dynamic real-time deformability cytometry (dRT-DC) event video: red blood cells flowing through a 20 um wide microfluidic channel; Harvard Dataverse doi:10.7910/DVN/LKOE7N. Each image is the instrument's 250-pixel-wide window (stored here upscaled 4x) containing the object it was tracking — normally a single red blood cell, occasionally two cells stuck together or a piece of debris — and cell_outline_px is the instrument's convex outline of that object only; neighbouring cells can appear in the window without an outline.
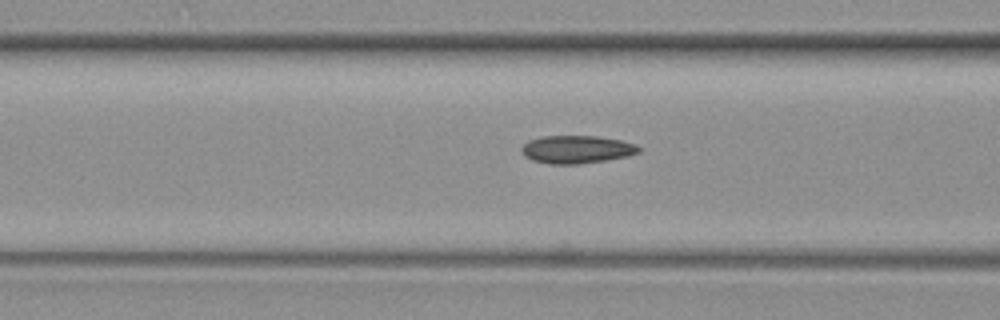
{"species": "common noctule bat (a hibernating species)", "species_latin": "Nyctalus noctula", "temperature_condition": "warm", "stored_images_in_passage": 33, "camera_frame_rate_fps": 3000, "um_per_image_px": 0.085, "animal": {"sex": "female", "body_mass_g": 19.3, "forearm_length_mm": 54.1}, "frame": {"image": 1, "passage_image": 16, "time_ms": 5.0, "image_size_px": [1000, 320], "cell_outline_px": [[644, 148], [640, 152], [628, 156], [604, 160], [576, 164], [548, 164], [532, 160], [524, 156], [520, 152], [520, 148], [528, 140], [544, 136], [596, 136], [620, 140], [636, 144]], "centroid_in_image_um": [49.01, 12.7], "position_along_channel_um": 117.6, "area_um2": 19.19}}
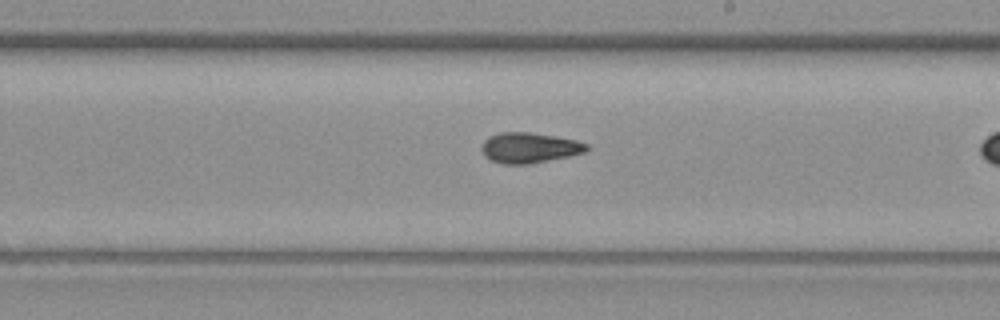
{"frame": {"image": 2, "passage_image": 27, "time_ms": 8.667, "image_size_px": [1000, 320], "cell_outline_px": [[588, 148], [584, 152], [568, 156], [528, 164], [504, 164], [492, 160], [484, 156], [480, 148], [484, 140], [488, 136], [500, 132], [528, 132], [556, 136], [576, 140], [588, 144]], "centroid_in_image_um": [44.95, 12.55], "position_along_channel_um": 244.0, "area_um2": 18.55}}
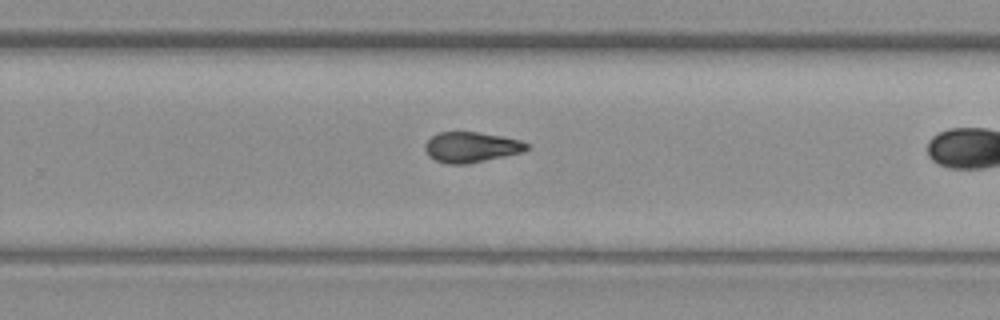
{"frame": {"image": 3, "passage_image": 31, "time_ms": 10.0, "image_size_px": [1000, 320], "cell_outline_px": [[528, 148], [524, 152], [468, 164], [448, 164], [436, 160], [428, 156], [424, 148], [424, 144], [432, 136], [440, 132], [476, 132], [504, 136], [520, 140], [528, 144]], "centroid_in_image_um": [40.06, 12.51], "position_along_channel_um": 289.7, "area_um2": 18.09}}